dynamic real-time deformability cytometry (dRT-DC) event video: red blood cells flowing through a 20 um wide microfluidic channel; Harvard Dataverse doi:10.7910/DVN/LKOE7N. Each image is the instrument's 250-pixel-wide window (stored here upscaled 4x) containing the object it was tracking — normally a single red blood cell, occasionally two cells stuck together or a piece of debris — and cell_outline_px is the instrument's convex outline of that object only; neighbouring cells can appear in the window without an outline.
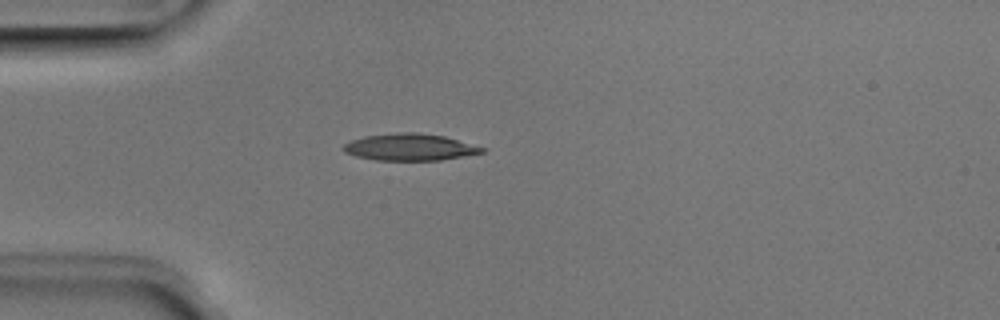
{"species": "Egyptian fruit bat (a non-hibernating species)", "species_latin": "Rousettus aegyptiacus", "temperature_condition": "room temperature", "stored_images_in_passage": 3, "camera_frame_rate_fps": 3000, "um_per_image_px": 0.085, "animal": {"sex": "male"}, "frame": {"image": 1, "passage_image": 2, "time_ms": 0.333, "image_size_px": [1000, 320], "cell_outline_px": [[488, 148], [484, 152], [440, 160], [376, 160], [356, 156], [344, 152], [340, 148], [344, 144], [352, 140], [364, 136], [396, 132], [416, 132], [444, 136]], "centroid_in_image_um": [34.82, 12.5], "position_along_channel_um": 50.2, "area_um2": 21.73}}